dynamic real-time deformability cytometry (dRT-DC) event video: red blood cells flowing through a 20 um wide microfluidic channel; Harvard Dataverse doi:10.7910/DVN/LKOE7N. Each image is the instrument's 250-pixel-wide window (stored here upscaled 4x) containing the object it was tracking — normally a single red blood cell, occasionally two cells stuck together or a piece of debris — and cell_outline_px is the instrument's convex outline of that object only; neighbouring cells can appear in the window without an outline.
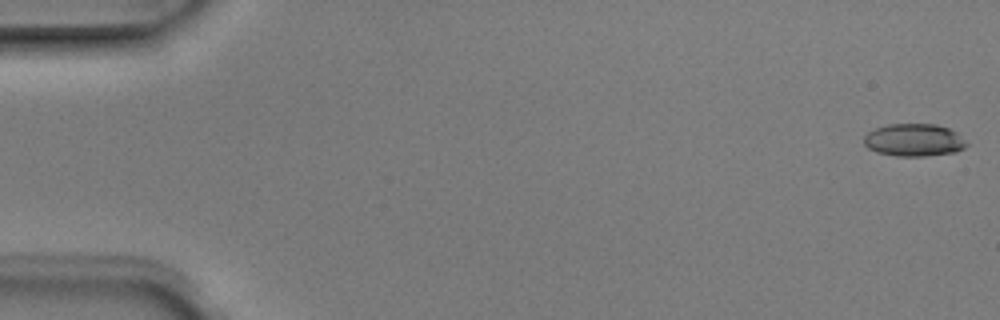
{"species": "Egyptian fruit bat (a non-hibernating species)", "species_latin": "Rousettus aegyptiacus", "temperature_condition": "room temperature", "stored_images_in_passage": 5, "camera_frame_rate_fps": 3000, "um_per_image_px": 0.085, "animal": {"sex": "male"}, "frame": {"image": 1, "passage_image": 1, "time_ms": 0.0, "image_size_px": [1000, 320], "cell_outline_px": [[968, 144], [964, 148], [956, 152], [924, 156], [896, 156], [876, 152], [868, 148], [864, 144], [864, 136], [868, 132], [876, 128], [888, 124], [936, 124], [948, 128], [956, 132]], "centroid_in_image_um": [77.68, 11.91], "position_along_channel_um": 7.3, "area_um2": 19.48}}
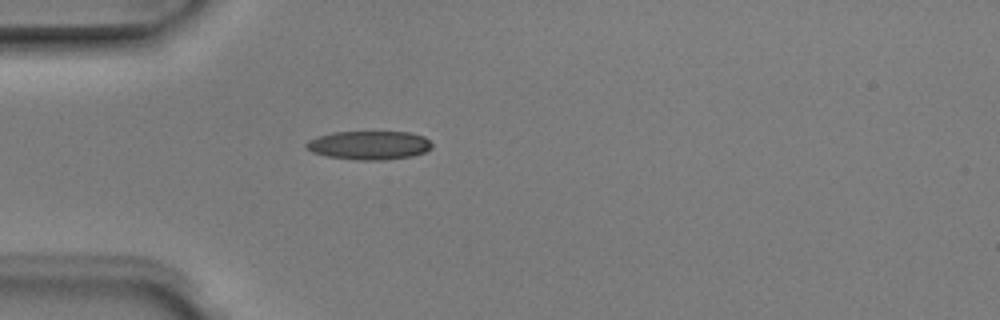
{"frame": {"image": 2, "passage_image": 5, "time_ms": 1.333, "image_size_px": [1000, 320], "cell_outline_px": [[432, 148], [424, 152], [412, 156], [384, 160], [356, 160], [328, 156], [312, 152], [304, 144], [308, 140], [332, 132], [408, 132], [424, 136], [432, 144]], "centroid_in_image_um": [31.39, 12.34], "position_along_channel_um": 53.6, "area_um2": 20.92}}